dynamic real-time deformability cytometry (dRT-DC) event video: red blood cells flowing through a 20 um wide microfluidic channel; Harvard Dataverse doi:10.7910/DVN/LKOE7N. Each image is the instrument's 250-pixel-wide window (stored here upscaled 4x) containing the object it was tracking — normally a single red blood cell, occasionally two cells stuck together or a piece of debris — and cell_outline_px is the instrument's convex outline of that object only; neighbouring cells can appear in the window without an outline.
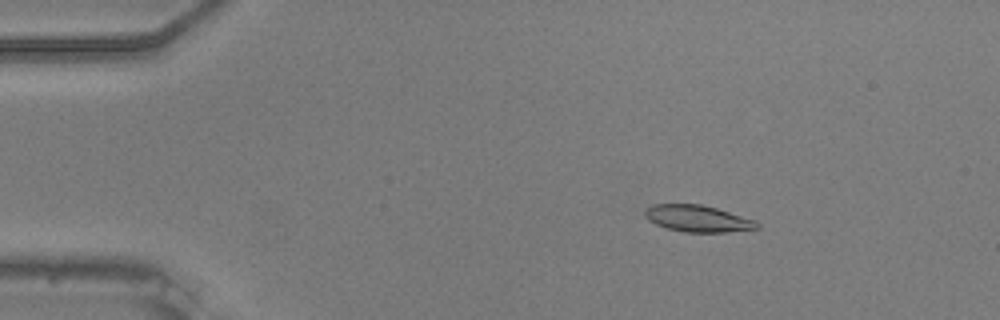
{"species": "common noctule bat (a hibernating species)", "species_latin": "Nyctalus noctula", "temperature_condition": "warm", "stored_images_in_passage": 55, "camera_frame_rate_fps": 3000, "um_per_image_px": 0.085, "animal": {"sex": "male", "body_mass_g": 20.5, "forearm_length_mm": 52.5}, "frame": {"image": 1, "passage_image": 9, "time_ms": 2.667, "image_size_px": [1000, 320], "cell_outline_px": [[760, 228], [724, 232], [684, 232], [668, 228], [656, 224], [648, 220], [644, 216], [644, 208], [652, 204], [700, 204], [716, 208], [756, 220], [760, 224]], "centroid_in_image_um": [59.29, 18.57], "position_along_channel_um": 25.7, "area_um2": 17.46}}
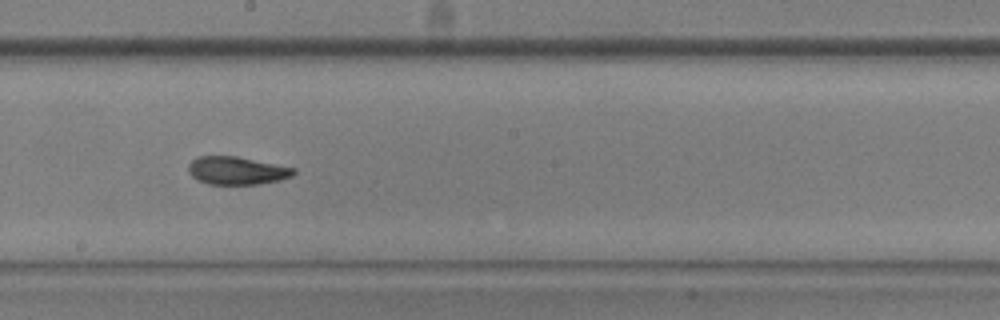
{"frame": {"image": 2, "passage_image": 31, "time_ms": 10.0, "image_size_px": [1000, 320], "cell_outline_px": [[296, 172], [292, 176], [280, 180], [260, 184], [208, 184], [196, 180], [188, 172], [188, 164], [196, 156], [236, 156], [296, 168]], "centroid_in_image_um": [20.11, 14.5], "position_along_channel_um": 228.1, "area_um2": 17.28}}
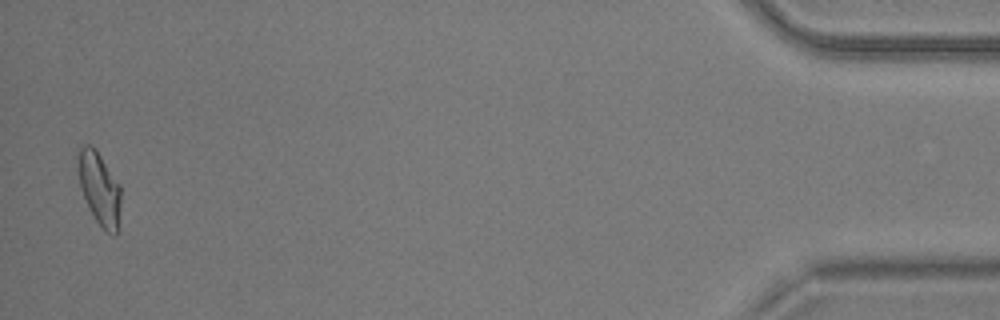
{"frame": {"image": 3, "passage_image": 54, "time_ms": 17.667, "image_size_px": [1000, 320], "cell_outline_px": [[120, 204], [116, 232], [112, 236], [96, 220], [88, 208], [80, 188], [80, 148], [84, 144], [88, 144], [96, 148], [120, 184]], "centroid_in_image_um": [8.47, 16.01], "position_along_channel_um": 426.7, "area_um2": 17.63}, "authors_computed_cell_mechanics": {"area_um2": 17.5712, "velocity_mm_per_s": 3.7224, "shape_relaxation_time_tau1_ms": 4.6663, "shape_relaxation_time_tau2_ms": 2.1388, "deformation_change_tau1": 0.164, "deformation_change_tau2": 0.0712}}